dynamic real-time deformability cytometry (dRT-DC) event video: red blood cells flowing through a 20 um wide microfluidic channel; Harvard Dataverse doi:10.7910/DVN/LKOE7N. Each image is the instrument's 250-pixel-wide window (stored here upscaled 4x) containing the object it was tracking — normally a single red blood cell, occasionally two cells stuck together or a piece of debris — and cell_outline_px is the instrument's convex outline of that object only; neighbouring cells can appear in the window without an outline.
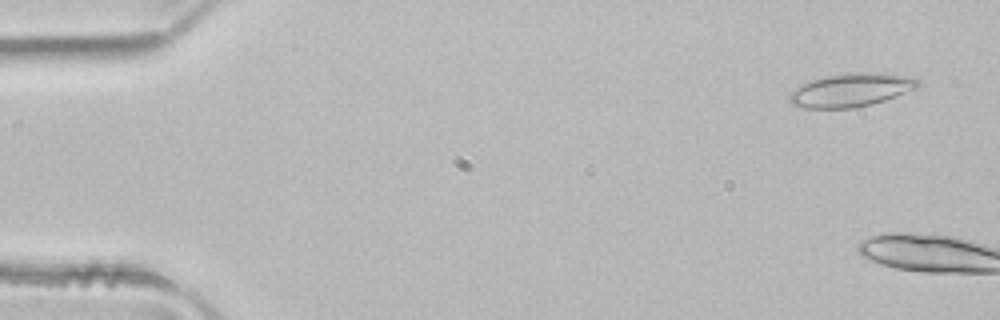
{"species": "common noctule bat (a hibernating species)", "species_latin": "Nyctalus noctula", "temperature_condition": "room temperature", "stored_images_in_passage": 5, "camera_frame_rate_fps": 3000, "um_per_image_px": 0.085, "animal": {"sex": "male", "body_mass_g": 21.5, "forearm_length_mm": 52.0}, "frame": {"image": 1, "passage_image": 3, "time_ms": 0.667, "image_size_px": [1000, 320], "cell_outline_px": [[920, 88], [872, 104], [856, 108], [804, 108], [792, 104], [788, 100], [788, 96], [800, 84], [808, 80], [828, 76], [860, 72], [876, 72], [904, 76], [920, 80]], "centroid_in_image_um": [72.34, 7.66], "position_along_channel_um": 12.7, "area_um2": 25.03}}